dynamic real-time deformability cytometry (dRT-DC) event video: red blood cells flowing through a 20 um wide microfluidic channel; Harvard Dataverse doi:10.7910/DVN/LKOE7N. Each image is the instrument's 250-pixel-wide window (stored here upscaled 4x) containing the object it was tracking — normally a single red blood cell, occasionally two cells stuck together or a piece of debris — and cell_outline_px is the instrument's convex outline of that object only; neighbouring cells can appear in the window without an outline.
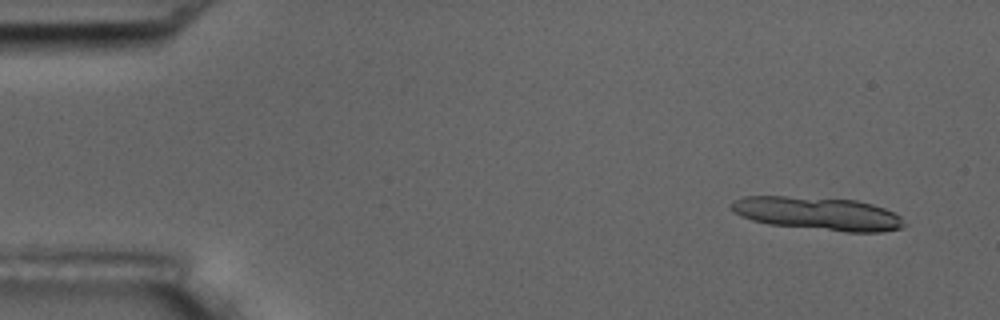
{"species": "common noctule bat (a hibernating species)", "species_latin": "Nyctalus noctula", "temperature_condition": "room temperature", "stored_images_in_passage": 6, "camera_frame_rate_fps": 3000, "um_per_image_px": 0.085, "animal": {"sex": "male", "body_mass_g": 17.5, "forearm_length_mm": 52.3}, "frame": {"image": 1, "passage_image": 1, "time_ms": 0.0, "image_size_px": [1000, 320], "cell_outline_px": [[908, 224], [900, 228], [884, 232], [844, 232], [768, 224], [752, 220], [740, 216], [732, 212], [732, 204], [736, 200], [744, 196], [788, 196], [856, 200], [872, 204], [884, 208], [900, 216]], "centroid_in_image_um": [69.54, 18.16], "position_along_channel_um": 15.5, "area_um2": 33.52}}
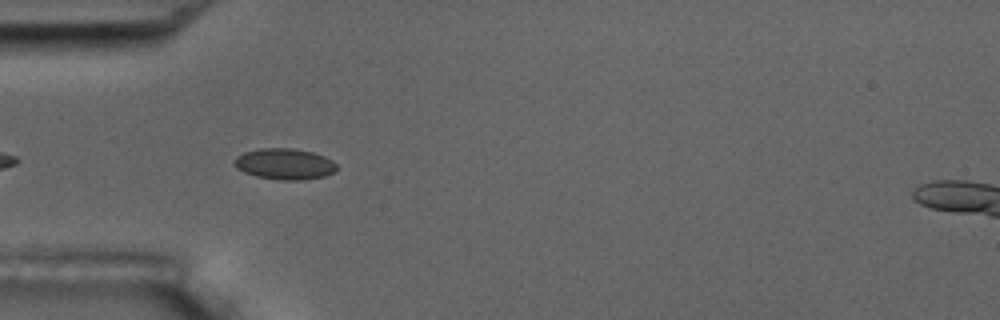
{"frame": {"image": 2, "passage_image": 5, "time_ms": 4.667, "image_size_px": [1000, 320], "cell_outline_px": [[336, 172], [324, 176], [300, 180], [280, 180], [256, 176], [244, 172], [236, 168], [232, 164], [232, 160], [236, 156], [244, 152], [260, 148], [292, 148], [312, 152], [324, 156], [332, 160], [336, 164]], "centroid_in_image_um": [24.16, 13.93], "position_along_channel_um": 60.8, "area_um2": 18.67}}